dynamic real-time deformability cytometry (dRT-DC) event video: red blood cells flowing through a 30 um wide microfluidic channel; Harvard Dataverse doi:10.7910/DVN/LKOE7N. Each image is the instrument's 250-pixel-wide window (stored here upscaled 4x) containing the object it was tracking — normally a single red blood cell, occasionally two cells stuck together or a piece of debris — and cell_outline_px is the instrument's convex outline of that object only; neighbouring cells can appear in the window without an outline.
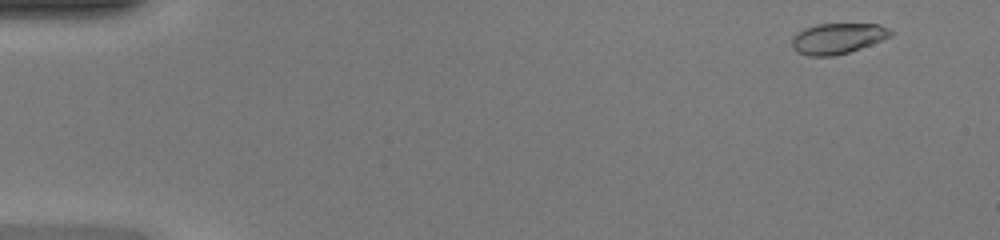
{"species": "common noctule bat (a hibernating species)", "species_latin": "Nyctalus noctula", "temperature_condition": "warm", "stored_images_in_passage": 47, "camera_frame_rate_fps": 3000, "um_per_image_px": 0.085, "animal": {"sex": "female", "body_mass_g": 20.0, "forearm_length_mm": 54.0}, "frame": {"image": 1, "passage_image": 2, "time_ms": 0.333, "image_size_px": [1000, 240], "cell_outline_px": [[896, 32], [892, 36], [872, 44], [848, 52], [832, 56], [808, 56], [796, 52], [792, 48], [792, 36], [804, 28], [816, 24], [880, 24]], "centroid_in_image_um": [71.2, 3.26], "position_along_channel_um": 13.8, "area_um2": 17.8}}
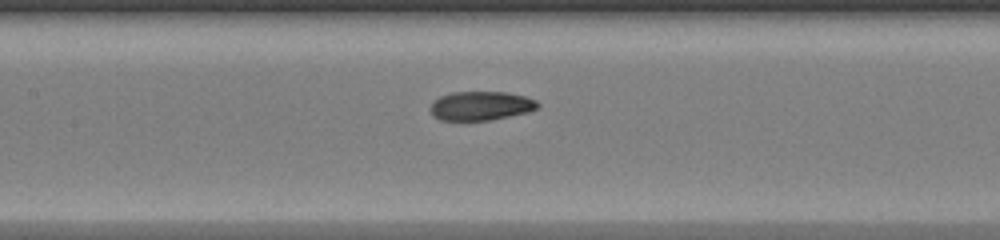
{"frame": {"image": 2, "passage_image": 22, "time_ms": 7.0, "image_size_px": [1000, 240], "cell_outline_px": [[540, 108], [528, 112], [488, 120], [440, 120], [432, 116], [432, 100], [440, 96], [452, 92], [508, 92], [524, 96], [536, 100], [540, 104]], "centroid_in_image_um": [40.89, 8.99], "position_along_channel_um": 166.5, "area_um2": 18.15}}
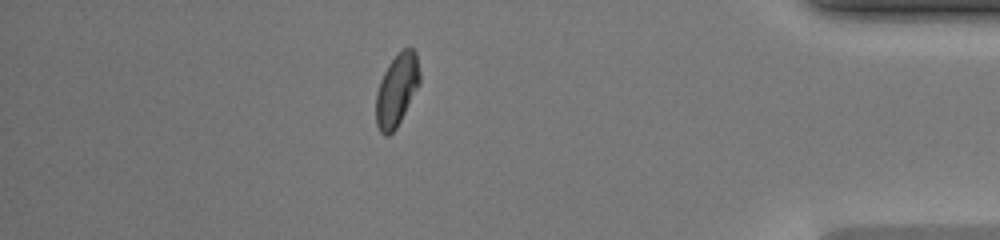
{"frame": {"image": 3, "passage_image": 41, "time_ms": 13.333, "image_size_px": [1000, 240], "cell_outline_px": [[420, 84], [396, 128], [388, 136], [384, 136], [380, 132], [376, 124], [376, 92], [380, 80], [388, 64], [404, 48], [412, 48], [416, 52], [420, 72]], "centroid_in_image_um": [33.72, 7.66], "position_along_channel_um": 401.5, "area_um2": 18.38}, "authors_computed_cell_mechanics": {"area_um2": 18.3226, "velocity_mm_per_s": 4.3021, "shape_relaxation_time_tau1_ms": 8.2306, "shape_relaxation_time_tau2_ms": 1.273, "deformation_change_tau1": 0.2246, "deformation_change_tau2": 0.0576}}